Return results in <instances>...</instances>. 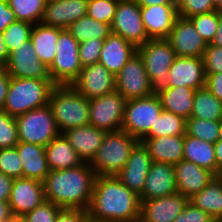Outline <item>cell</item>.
Instances as JSON below:
<instances>
[{"label": "cell", "instance_id": "cell-1", "mask_svg": "<svg viewBox=\"0 0 222 222\" xmlns=\"http://www.w3.org/2000/svg\"><path fill=\"white\" fill-rule=\"evenodd\" d=\"M86 213L96 222H139V196L116 176L97 175Z\"/></svg>", "mask_w": 222, "mask_h": 222}, {"label": "cell", "instance_id": "cell-2", "mask_svg": "<svg viewBox=\"0 0 222 222\" xmlns=\"http://www.w3.org/2000/svg\"><path fill=\"white\" fill-rule=\"evenodd\" d=\"M96 176L88 162L69 169L51 170L43 181L45 200L62 209L87 211Z\"/></svg>", "mask_w": 222, "mask_h": 222}, {"label": "cell", "instance_id": "cell-3", "mask_svg": "<svg viewBox=\"0 0 222 222\" xmlns=\"http://www.w3.org/2000/svg\"><path fill=\"white\" fill-rule=\"evenodd\" d=\"M48 105L61 134L89 124V99L72 85H55L50 92Z\"/></svg>", "mask_w": 222, "mask_h": 222}, {"label": "cell", "instance_id": "cell-4", "mask_svg": "<svg viewBox=\"0 0 222 222\" xmlns=\"http://www.w3.org/2000/svg\"><path fill=\"white\" fill-rule=\"evenodd\" d=\"M55 84L52 80L11 77L2 110L17 117L48 105L49 95Z\"/></svg>", "mask_w": 222, "mask_h": 222}, {"label": "cell", "instance_id": "cell-5", "mask_svg": "<svg viewBox=\"0 0 222 222\" xmlns=\"http://www.w3.org/2000/svg\"><path fill=\"white\" fill-rule=\"evenodd\" d=\"M138 139L124 130L106 132L103 142L89 162L96 175L116 176L125 166Z\"/></svg>", "mask_w": 222, "mask_h": 222}, {"label": "cell", "instance_id": "cell-6", "mask_svg": "<svg viewBox=\"0 0 222 222\" xmlns=\"http://www.w3.org/2000/svg\"><path fill=\"white\" fill-rule=\"evenodd\" d=\"M144 67L151 81L153 95H158L169 88V70L174 63L176 53L167 39H149L137 47Z\"/></svg>", "mask_w": 222, "mask_h": 222}, {"label": "cell", "instance_id": "cell-7", "mask_svg": "<svg viewBox=\"0 0 222 222\" xmlns=\"http://www.w3.org/2000/svg\"><path fill=\"white\" fill-rule=\"evenodd\" d=\"M18 141L46 147L60 134L51 107L46 105L15 117Z\"/></svg>", "mask_w": 222, "mask_h": 222}, {"label": "cell", "instance_id": "cell-8", "mask_svg": "<svg viewBox=\"0 0 222 222\" xmlns=\"http://www.w3.org/2000/svg\"><path fill=\"white\" fill-rule=\"evenodd\" d=\"M82 68L79 42L64 29L57 40L55 58L48 67L49 76L55 85H71L78 78Z\"/></svg>", "mask_w": 222, "mask_h": 222}, {"label": "cell", "instance_id": "cell-9", "mask_svg": "<svg viewBox=\"0 0 222 222\" xmlns=\"http://www.w3.org/2000/svg\"><path fill=\"white\" fill-rule=\"evenodd\" d=\"M162 110L158 95L129 100L121 129L140 141L155 124Z\"/></svg>", "mask_w": 222, "mask_h": 222}, {"label": "cell", "instance_id": "cell-10", "mask_svg": "<svg viewBox=\"0 0 222 222\" xmlns=\"http://www.w3.org/2000/svg\"><path fill=\"white\" fill-rule=\"evenodd\" d=\"M126 102L116 90L89 99V124L106 132L121 130Z\"/></svg>", "mask_w": 222, "mask_h": 222}, {"label": "cell", "instance_id": "cell-11", "mask_svg": "<svg viewBox=\"0 0 222 222\" xmlns=\"http://www.w3.org/2000/svg\"><path fill=\"white\" fill-rule=\"evenodd\" d=\"M115 90L127 101L152 95L151 81L136 52L115 75Z\"/></svg>", "mask_w": 222, "mask_h": 222}, {"label": "cell", "instance_id": "cell-12", "mask_svg": "<svg viewBox=\"0 0 222 222\" xmlns=\"http://www.w3.org/2000/svg\"><path fill=\"white\" fill-rule=\"evenodd\" d=\"M111 30L136 48L149 40L142 21L140 6L133 0L118 1Z\"/></svg>", "mask_w": 222, "mask_h": 222}, {"label": "cell", "instance_id": "cell-13", "mask_svg": "<svg viewBox=\"0 0 222 222\" xmlns=\"http://www.w3.org/2000/svg\"><path fill=\"white\" fill-rule=\"evenodd\" d=\"M4 67L10 77L51 80L48 67L36 56L31 39L9 52Z\"/></svg>", "mask_w": 222, "mask_h": 222}, {"label": "cell", "instance_id": "cell-14", "mask_svg": "<svg viewBox=\"0 0 222 222\" xmlns=\"http://www.w3.org/2000/svg\"><path fill=\"white\" fill-rule=\"evenodd\" d=\"M44 201L43 182L23 177L13 179L8 203L14 218H22Z\"/></svg>", "mask_w": 222, "mask_h": 222}, {"label": "cell", "instance_id": "cell-15", "mask_svg": "<svg viewBox=\"0 0 222 222\" xmlns=\"http://www.w3.org/2000/svg\"><path fill=\"white\" fill-rule=\"evenodd\" d=\"M177 57H203L207 43L189 19L177 17L167 37Z\"/></svg>", "mask_w": 222, "mask_h": 222}, {"label": "cell", "instance_id": "cell-16", "mask_svg": "<svg viewBox=\"0 0 222 222\" xmlns=\"http://www.w3.org/2000/svg\"><path fill=\"white\" fill-rule=\"evenodd\" d=\"M115 81V75L98 62L83 67L71 85L83 96L92 99L114 92Z\"/></svg>", "mask_w": 222, "mask_h": 222}, {"label": "cell", "instance_id": "cell-17", "mask_svg": "<svg viewBox=\"0 0 222 222\" xmlns=\"http://www.w3.org/2000/svg\"><path fill=\"white\" fill-rule=\"evenodd\" d=\"M188 203L189 198L179 192L156 199L140 201L139 222H173Z\"/></svg>", "mask_w": 222, "mask_h": 222}, {"label": "cell", "instance_id": "cell-18", "mask_svg": "<svg viewBox=\"0 0 222 222\" xmlns=\"http://www.w3.org/2000/svg\"><path fill=\"white\" fill-rule=\"evenodd\" d=\"M152 162L148 150L139 141L132 149L125 166L116 177L139 196L144 189L145 179Z\"/></svg>", "mask_w": 222, "mask_h": 222}, {"label": "cell", "instance_id": "cell-19", "mask_svg": "<svg viewBox=\"0 0 222 222\" xmlns=\"http://www.w3.org/2000/svg\"><path fill=\"white\" fill-rule=\"evenodd\" d=\"M169 87L200 89L206 85L202 57H176L169 73Z\"/></svg>", "mask_w": 222, "mask_h": 222}, {"label": "cell", "instance_id": "cell-20", "mask_svg": "<svg viewBox=\"0 0 222 222\" xmlns=\"http://www.w3.org/2000/svg\"><path fill=\"white\" fill-rule=\"evenodd\" d=\"M178 192L174 165L164 162H152L139 200H151Z\"/></svg>", "mask_w": 222, "mask_h": 222}, {"label": "cell", "instance_id": "cell-21", "mask_svg": "<svg viewBox=\"0 0 222 222\" xmlns=\"http://www.w3.org/2000/svg\"><path fill=\"white\" fill-rule=\"evenodd\" d=\"M88 0H47L41 23L67 29L86 15Z\"/></svg>", "mask_w": 222, "mask_h": 222}, {"label": "cell", "instance_id": "cell-22", "mask_svg": "<svg viewBox=\"0 0 222 222\" xmlns=\"http://www.w3.org/2000/svg\"><path fill=\"white\" fill-rule=\"evenodd\" d=\"M141 17L149 39H167L175 19L177 4L140 6Z\"/></svg>", "mask_w": 222, "mask_h": 222}, {"label": "cell", "instance_id": "cell-23", "mask_svg": "<svg viewBox=\"0 0 222 222\" xmlns=\"http://www.w3.org/2000/svg\"><path fill=\"white\" fill-rule=\"evenodd\" d=\"M177 191L187 198L202 191L215 175L193 162L181 160L174 164Z\"/></svg>", "mask_w": 222, "mask_h": 222}, {"label": "cell", "instance_id": "cell-24", "mask_svg": "<svg viewBox=\"0 0 222 222\" xmlns=\"http://www.w3.org/2000/svg\"><path fill=\"white\" fill-rule=\"evenodd\" d=\"M83 162H90L101 146L106 131L90 124L69 129L62 133Z\"/></svg>", "mask_w": 222, "mask_h": 222}, {"label": "cell", "instance_id": "cell-25", "mask_svg": "<svg viewBox=\"0 0 222 222\" xmlns=\"http://www.w3.org/2000/svg\"><path fill=\"white\" fill-rule=\"evenodd\" d=\"M136 52L137 48L132 43L122 36L111 33L104 40L99 63L116 75Z\"/></svg>", "mask_w": 222, "mask_h": 222}, {"label": "cell", "instance_id": "cell-26", "mask_svg": "<svg viewBox=\"0 0 222 222\" xmlns=\"http://www.w3.org/2000/svg\"><path fill=\"white\" fill-rule=\"evenodd\" d=\"M185 136H160L141 139L153 162L176 164L183 160Z\"/></svg>", "mask_w": 222, "mask_h": 222}, {"label": "cell", "instance_id": "cell-27", "mask_svg": "<svg viewBox=\"0 0 222 222\" xmlns=\"http://www.w3.org/2000/svg\"><path fill=\"white\" fill-rule=\"evenodd\" d=\"M15 147L22 160V177L43 182L50 172L45 147L26 142H18Z\"/></svg>", "mask_w": 222, "mask_h": 222}, {"label": "cell", "instance_id": "cell-28", "mask_svg": "<svg viewBox=\"0 0 222 222\" xmlns=\"http://www.w3.org/2000/svg\"><path fill=\"white\" fill-rule=\"evenodd\" d=\"M45 153L50 171L69 169L83 163L74 148L61 133L45 147Z\"/></svg>", "mask_w": 222, "mask_h": 222}, {"label": "cell", "instance_id": "cell-29", "mask_svg": "<svg viewBox=\"0 0 222 222\" xmlns=\"http://www.w3.org/2000/svg\"><path fill=\"white\" fill-rule=\"evenodd\" d=\"M64 29L47 26L42 23L34 24L31 32V43L36 56L49 67L56 55L57 40Z\"/></svg>", "mask_w": 222, "mask_h": 222}, {"label": "cell", "instance_id": "cell-30", "mask_svg": "<svg viewBox=\"0 0 222 222\" xmlns=\"http://www.w3.org/2000/svg\"><path fill=\"white\" fill-rule=\"evenodd\" d=\"M195 91L190 87H169L158 94L162 109L187 120L191 117Z\"/></svg>", "mask_w": 222, "mask_h": 222}, {"label": "cell", "instance_id": "cell-31", "mask_svg": "<svg viewBox=\"0 0 222 222\" xmlns=\"http://www.w3.org/2000/svg\"><path fill=\"white\" fill-rule=\"evenodd\" d=\"M183 160L193 162L214 175L217 174L214 144L185 134Z\"/></svg>", "mask_w": 222, "mask_h": 222}, {"label": "cell", "instance_id": "cell-32", "mask_svg": "<svg viewBox=\"0 0 222 222\" xmlns=\"http://www.w3.org/2000/svg\"><path fill=\"white\" fill-rule=\"evenodd\" d=\"M189 202L215 220H222V186L216 177L202 191L189 198Z\"/></svg>", "mask_w": 222, "mask_h": 222}, {"label": "cell", "instance_id": "cell-33", "mask_svg": "<svg viewBox=\"0 0 222 222\" xmlns=\"http://www.w3.org/2000/svg\"><path fill=\"white\" fill-rule=\"evenodd\" d=\"M191 117L207 121L222 120V101L217 99L206 87L194 93Z\"/></svg>", "mask_w": 222, "mask_h": 222}, {"label": "cell", "instance_id": "cell-34", "mask_svg": "<svg viewBox=\"0 0 222 222\" xmlns=\"http://www.w3.org/2000/svg\"><path fill=\"white\" fill-rule=\"evenodd\" d=\"M67 30L79 42L89 39H106L111 33V24L97 21L87 15L73 22Z\"/></svg>", "mask_w": 222, "mask_h": 222}, {"label": "cell", "instance_id": "cell-35", "mask_svg": "<svg viewBox=\"0 0 222 222\" xmlns=\"http://www.w3.org/2000/svg\"><path fill=\"white\" fill-rule=\"evenodd\" d=\"M186 119L171 112L162 110L150 131L142 139L160 136H185Z\"/></svg>", "mask_w": 222, "mask_h": 222}, {"label": "cell", "instance_id": "cell-36", "mask_svg": "<svg viewBox=\"0 0 222 222\" xmlns=\"http://www.w3.org/2000/svg\"><path fill=\"white\" fill-rule=\"evenodd\" d=\"M17 21L41 23L47 0H7Z\"/></svg>", "mask_w": 222, "mask_h": 222}, {"label": "cell", "instance_id": "cell-37", "mask_svg": "<svg viewBox=\"0 0 222 222\" xmlns=\"http://www.w3.org/2000/svg\"><path fill=\"white\" fill-rule=\"evenodd\" d=\"M220 121H207L190 117L186 120V134L202 141L216 143L218 141Z\"/></svg>", "mask_w": 222, "mask_h": 222}, {"label": "cell", "instance_id": "cell-38", "mask_svg": "<svg viewBox=\"0 0 222 222\" xmlns=\"http://www.w3.org/2000/svg\"><path fill=\"white\" fill-rule=\"evenodd\" d=\"M221 17L222 11L214 10L209 13L192 16L188 19L192 22L201 38L205 40L207 44H209L216 35Z\"/></svg>", "mask_w": 222, "mask_h": 222}, {"label": "cell", "instance_id": "cell-39", "mask_svg": "<svg viewBox=\"0 0 222 222\" xmlns=\"http://www.w3.org/2000/svg\"><path fill=\"white\" fill-rule=\"evenodd\" d=\"M33 24L24 21L11 23L3 32L4 43L8 52L31 39Z\"/></svg>", "mask_w": 222, "mask_h": 222}, {"label": "cell", "instance_id": "cell-40", "mask_svg": "<svg viewBox=\"0 0 222 222\" xmlns=\"http://www.w3.org/2000/svg\"><path fill=\"white\" fill-rule=\"evenodd\" d=\"M118 0H88L86 15L107 24H112Z\"/></svg>", "mask_w": 222, "mask_h": 222}, {"label": "cell", "instance_id": "cell-41", "mask_svg": "<svg viewBox=\"0 0 222 222\" xmlns=\"http://www.w3.org/2000/svg\"><path fill=\"white\" fill-rule=\"evenodd\" d=\"M22 160L16 147L0 149V172L13 179L22 178Z\"/></svg>", "mask_w": 222, "mask_h": 222}, {"label": "cell", "instance_id": "cell-42", "mask_svg": "<svg viewBox=\"0 0 222 222\" xmlns=\"http://www.w3.org/2000/svg\"><path fill=\"white\" fill-rule=\"evenodd\" d=\"M18 142V130L15 117L0 110V149L15 147Z\"/></svg>", "mask_w": 222, "mask_h": 222}, {"label": "cell", "instance_id": "cell-43", "mask_svg": "<svg viewBox=\"0 0 222 222\" xmlns=\"http://www.w3.org/2000/svg\"><path fill=\"white\" fill-rule=\"evenodd\" d=\"M216 10L211 0H177L178 16L190 18Z\"/></svg>", "mask_w": 222, "mask_h": 222}, {"label": "cell", "instance_id": "cell-44", "mask_svg": "<svg viewBox=\"0 0 222 222\" xmlns=\"http://www.w3.org/2000/svg\"><path fill=\"white\" fill-rule=\"evenodd\" d=\"M105 39H89L79 43V57L82 67L99 62Z\"/></svg>", "mask_w": 222, "mask_h": 222}, {"label": "cell", "instance_id": "cell-45", "mask_svg": "<svg viewBox=\"0 0 222 222\" xmlns=\"http://www.w3.org/2000/svg\"><path fill=\"white\" fill-rule=\"evenodd\" d=\"M62 208L56 204L44 201L21 219L24 222H55V219Z\"/></svg>", "mask_w": 222, "mask_h": 222}, {"label": "cell", "instance_id": "cell-46", "mask_svg": "<svg viewBox=\"0 0 222 222\" xmlns=\"http://www.w3.org/2000/svg\"><path fill=\"white\" fill-rule=\"evenodd\" d=\"M203 63L205 75L222 73V47L208 44L204 54Z\"/></svg>", "mask_w": 222, "mask_h": 222}, {"label": "cell", "instance_id": "cell-47", "mask_svg": "<svg viewBox=\"0 0 222 222\" xmlns=\"http://www.w3.org/2000/svg\"><path fill=\"white\" fill-rule=\"evenodd\" d=\"M214 220L207 212L189 202L173 222H213Z\"/></svg>", "mask_w": 222, "mask_h": 222}, {"label": "cell", "instance_id": "cell-48", "mask_svg": "<svg viewBox=\"0 0 222 222\" xmlns=\"http://www.w3.org/2000/svg\"><path fill=\"white\" fill-rule=\"evenodd\" d=\"M87 213L82 209H61L55 222H85Z\"/></svg>", "mask_w": 222, "mask_h": 222}, {"label": "cell", "instance_id": "cell-49", "mask_svg": "<svg viewBox=\"0 0 222 222\" xmlns=\"http://www.w3.org/2000/svg\"><path fill=\"white\" fill-rule=\"evenodd\" d=\"M205 87L222 101V73L208 74Z\"/></svg>", "mask_w": 222, "mask_h": 222}, {"label": "cell", "instance_id": "cell-50", "mask_svg": "<svg viewBox=\"0 0 222 222\" xmlns=\"http://www.w3.org/2000/svg\"><path fill=\"white\" fill-rule=\"evenodd\" d=\"M16 18L7 0H0V32L2 33Z\"/></svg>", "mask_w": 222, "mask_h": 222}, {"label": "cell", "instance_id": "cell-51", "mask_svg": "<svg viewBox=\"0 0 222 222\" xmlns=\"http://www.w3.org/2000/svg\"><path fill=\"white\" fill-rule=\"evenodd\" d=\"M11 77L5 67H0V110H2L7 96Z\"/></svg>", "mask_w": 222, "mask_h": 222}, {"label": "cell", "instance_id": "cell-52", "mask_svg": "<svg viewBox=\"0 0 222 222\" xmlns=\"http://www.w3.org/2000/svg\"><path fill=\"white\" fill-rule=\"evenodd\" d=\"M13 178L0 172V202L9 200Z\"/></svg>", "mask_w": 222, "mask_h": 222}, {"label": "cell", "instance_id": "cell-53", "mask_svg": "<svg viewBox=\"0 0 222 222\" xmlns=\"http://www.w3.org/2000/svg\"><path fill=\"white\" fill-rule=\"evenodd\" d=\"M14 219L8 201L0 202V222H13Z\"/></svg>", "mask_w": 222, "mask_h": 222}, {"label": "cell", "instance_id": "cell-54", "mask_svg": "<svg viewBox=\"0 0 222 222\" xmlns=\"http://www.w3.org/2000/svg\"><path fill=\"white\" fill-rule=\"evenodd\" d=\"M133 1H135L139 6L177 4L176 0H133Z\"/></svg>", "mask_w": 222, "mask_h": 222}, {"label": "cell", "instance_id": "cell-55", "mask_svg": "<svg viewBox=\"0 0 222 222\" xmlns=\"http://www.w3.org/2000/svg\"><path fill=\"white\" fill-rule=\"evenodd\" d=\"M8 57L9 52L6 49L3 34L0 32V67H4L7 64Z\"/></svg>", "mask_w": 222, "mask_h": 222}, {"label": "cell", "instance_id": "cell-56", "mask_svg": "<svg viewBox=\"0 0 222 222\" xmlns=\"http://www.w3.org/2000/svg\"><path fill=\"white\" fill-rule=\"evenodd\" d=\"M215 158L217 164V174L222 171V142L217 141L214 143Z\"/></svg>", "mask_w": 222, "mask_h": 222}, {"label": "cell", "instance_id": "cell-57", "mask_svg": "<svg viewBox=\"0 0 222 222\" xmlns=\"http://www.w3.org/2000/svg\"><path fill=\"white\" fill-rule=\"evenodd\" d=\"M210 44L221 46L222 47V17L220 18V22L216 31V35Z\"/></svg>", "mask_w": 222, "mask_h": 222}, {"label": "cell", "instance_id": "cell-58", "mask_svg": "<svg viewBox=\"0 0 222 222\" xmlns=\"http://www.w3.org/2000/svg\"><path fill=\"white\" fill-rule=\"evenodd\" d=\"M216 10L222 11V0H211Z\"/></svg>", "mask_w": 222, "mask_h": 222}, {"label": "cell", "instance_id": "cell-59", "mask_svg": "<svg viewBox=\"0 0 222 222\" xmlns=\"http://www.w3.org/2000/svg\"><path fill=\"white\" fill-rule=\"evenodd\" d=\"M218 141L222 142V120L220 121Z\"/></svg>", "mask_w": 222, "mask_h": 222}, {"label": "cell", "instance_id": "cell-60", "mask_svg": "<svg viewBox=\"0 0 222 222\" xmlns=\"http://www.w3.org/2000/svg\"><path fill=\"white\" fill-rule=\"evenodd\" d=\"M215 177L219 180L222 186V171L215 175Z\"/></svg>", "mask_w": 222, "mask_h": 222}, {"label": "cell", "instance_id": "cell-61", "mask_svg": "<svg viewBox=\"0 0 222 222\" xmlns=\"http://www.w3.org/2000/svg\"><path fill=\"white\" fill-rule=\"evenodd\" d=\"M13 222H24L21 218H15Z\"/></svg>", "mask_w": 222, "mask_h": 222}, {"label": "cell", "instance_id": "cell-62", "mask_svg": "<svg viewBox=\"0 0 222 222\" xmlns=\"http://www.w3.org/2000/svg\"><path fill=\"white\" fill-rule=\"evenodd\" d=\"M85 222H96V221H92L90 219H87Z\"/></svg>", "mask_w": 222, "mask_h": 222}]
</instances>
